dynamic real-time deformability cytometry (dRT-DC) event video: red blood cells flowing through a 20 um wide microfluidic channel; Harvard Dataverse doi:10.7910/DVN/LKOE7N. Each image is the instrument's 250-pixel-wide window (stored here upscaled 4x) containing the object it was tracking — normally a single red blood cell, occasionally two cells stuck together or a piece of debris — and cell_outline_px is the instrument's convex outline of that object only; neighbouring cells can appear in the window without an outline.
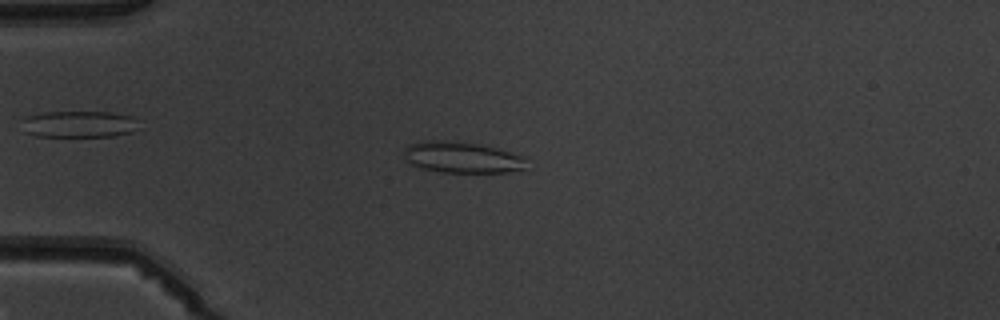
{"species": "common noctule bat (a hibernating species)", "species_latin": "Nyctalus noctula", "temperature_condition": "warm", "stored_images_in_passage": 7, "camera_frame_rate_fps": 3000, "um_per_image_px": 0.085, "animal": {"sex": "male", "body_mass_g": 19.5, "forearm_length_mm": 54.6}, "frame": {"image": 1, "passage_image": 5, "time_ms": 5.333, "image_size_px": [1000, 320], "cell_outline_px": [[524, 168], [508, 172], [444, 172], [424, 168], [412, 164], [404, 156], [404, 148], [408, 144], [432, 140], [444, 140], [488, 144], [524, 156]], "centroid_in_image_um": [39.3, 13.35], "position_along_channel_um": 45.7, "area_um2": 22.25}}
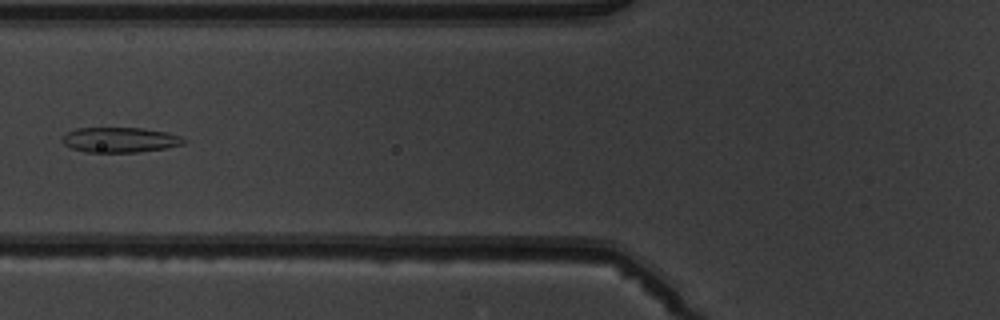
{"frame": {"image": 2, "passage_image": 7, "time_ms": 7.667, "image_size_px": [1000, 320], "cell_outline_px": [[188, 140], [184, 144], [168, 148], [136, 152], [84, 152], [72, 148], [64, 144], [60, 140], [68, 132], [76, 128], [144, 128], [168, 132], [180, 136]], "centroid_in_image_um": [10.24, 11.89], "position_along_channel_um": 115.6, "area_um2": 17.92}}